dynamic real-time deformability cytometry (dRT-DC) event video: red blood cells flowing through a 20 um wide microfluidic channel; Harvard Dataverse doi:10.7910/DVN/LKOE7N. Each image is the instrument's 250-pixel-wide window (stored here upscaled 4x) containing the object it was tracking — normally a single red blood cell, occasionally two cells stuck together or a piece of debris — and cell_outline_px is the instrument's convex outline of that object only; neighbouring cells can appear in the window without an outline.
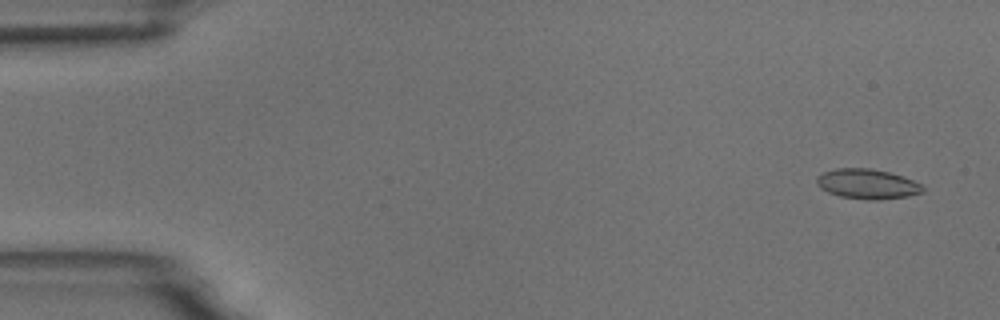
{"species": "common noctule bat (a hibernating species)", "species_latin": "Nyctalus noctula", "temperature_condition": "room temperature", "stored_images_in_passage": 8, "camera_frame_rate_fps": 3000, "um_per_image_px": 0.085, "animal": {"sex": "male", "body_mass_g": 18.8}, "frame": {"image": 1, "passage_image": 1, "time_ms": 0.0, "image_size_px": [1000, 320], "cell_outline_px": [[924, 192], [908, 196], [876, 200], [868, 200], [840, 196], [828, 192], [820, 188], [816, 184], [816, 176], [824, 172], [836, 168], [872, 168], [904, 176], [924, 184]], "centroid_in_image_um": [73.75, 15.63], "position_along_channel_um": 11.3, "area_um2": 18.73}}
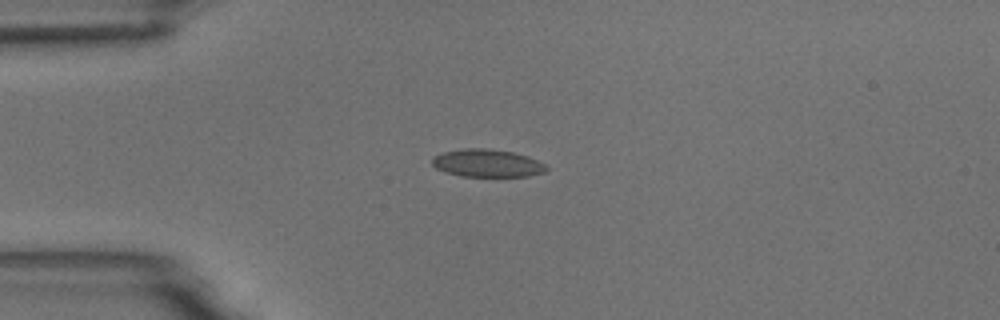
{"frame": {"image": 2, "passage_image": 4, "time_ms": 3.667, "image_size_px": [1000, 320], "cell_outline_px": [[548, 168], [544, 172], [528, 176], [460, 176], [436, 168], [432, 164], [432, 156], [444, 152], [464, 148], [488, 148], [512, 152], [528, 156], [544, 164]], "centroid_in_image_um": [41.4, 13.86], "position_along_channel_um": 43.6, "area_um2": 18.32}}